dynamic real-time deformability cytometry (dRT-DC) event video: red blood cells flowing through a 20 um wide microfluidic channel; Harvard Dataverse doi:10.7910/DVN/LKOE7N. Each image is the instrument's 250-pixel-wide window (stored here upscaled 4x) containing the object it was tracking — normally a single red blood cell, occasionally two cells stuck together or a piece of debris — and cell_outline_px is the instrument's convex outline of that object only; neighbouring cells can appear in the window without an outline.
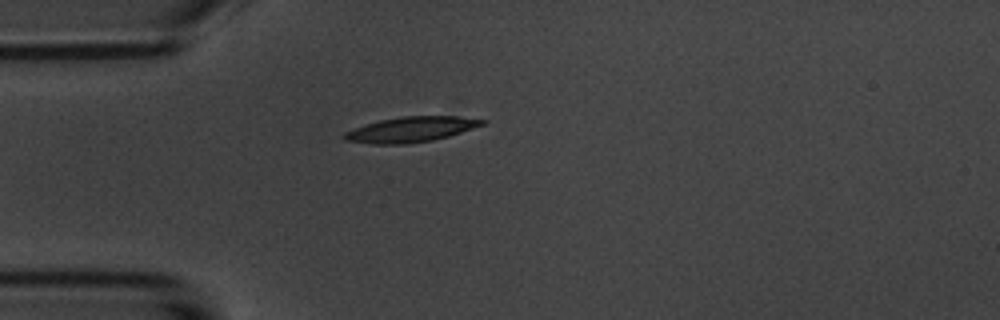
{"species": "common noctule bat (a hibernating species)", "species_latin": "Nyctalus noctula", "temperature_condition": "room temperature", "stored_images_in_passage": 41, "camera_frame_rate_fps": 3000, "um_per_image_px": 0.085, "animal": {"sex": "male", "body_mass_g": 20.1, "forearm_length_mm": 53.5}, "frame": {"image": 1, "passage_image": 1, "time_ms": 0.0, "image_size_px": [1000, 320], "cell_outline_px": [[488, 120], [484, 124], [448, 136], [432, 140], [408, 144], [372, 144], [344, 140], [340, 136], [344, 132], [380, 120], [404, 116], [456, 116]], "centroid_in_image_um": [34.9, 11.01], "position_along_channel_um": 50.1, "area_um2": 20.11}}
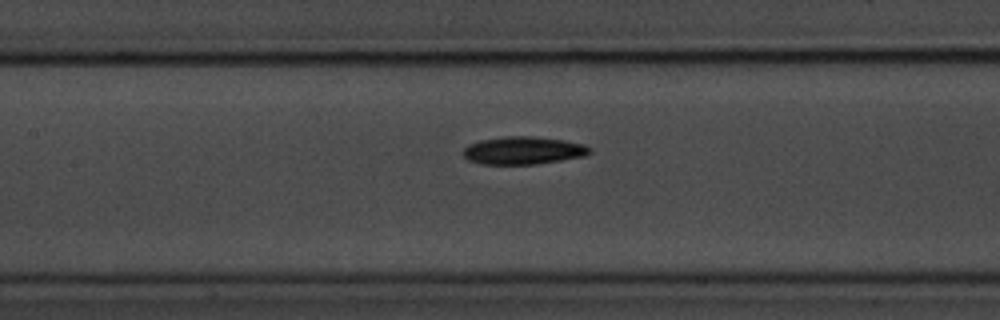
{"frame": {"image": 2, "passage_image": 11, "time_ms": 3.333, "image_size_px": [1000, 320], "cell_outline_px": [[592, 152], [584, 156], [536, 164], [484, 164], [468, 160], [460, 152], [468, 144], [480, 140], [508, 136], [532, 136], [564, 140], [584, 144], [592, 148]], "centroid_in_image_um": [44.47, 12.78], "position_along_channel_um": 162.9, "area_um2": 20.52}}
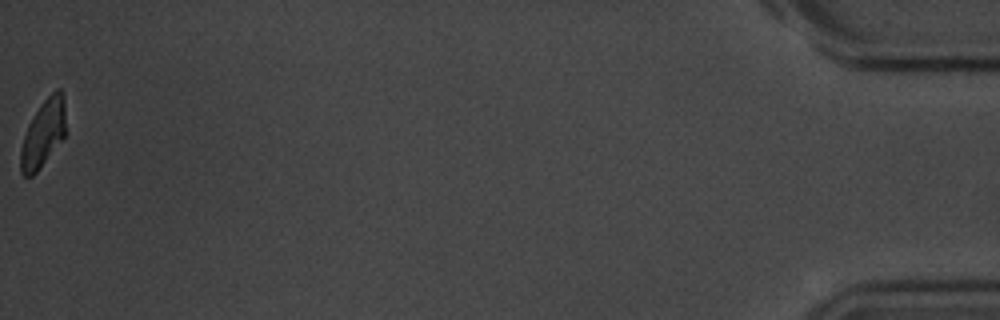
{"frame": {"image": 3, "passage_image": 41, "time_ms": 13.333, "image_size_px": [1000, 320], "cell_outline_px": [[64, 136], [36, 172], [32, 176], [24, 176], [20, 172], [20, 148], [28, 124], [40, 104], [56, 88], [60, 88], [64, 96]], "centroid_in_image_um": [3.64, 11.33], "position_along_channel_um": 431.6, "area_um2": 17.34}, "authors_computed_cell_mechanics": {"area_um2": 19.8254, "velocity_mm_per_s": 3.6841, "shape_relaxation_time_tau1_ms": 3.1989, "shape_relaxation_time_tau2_ms": null, "deformation_change_tau1": 0.1318, "deformation_change_tau2": null}}